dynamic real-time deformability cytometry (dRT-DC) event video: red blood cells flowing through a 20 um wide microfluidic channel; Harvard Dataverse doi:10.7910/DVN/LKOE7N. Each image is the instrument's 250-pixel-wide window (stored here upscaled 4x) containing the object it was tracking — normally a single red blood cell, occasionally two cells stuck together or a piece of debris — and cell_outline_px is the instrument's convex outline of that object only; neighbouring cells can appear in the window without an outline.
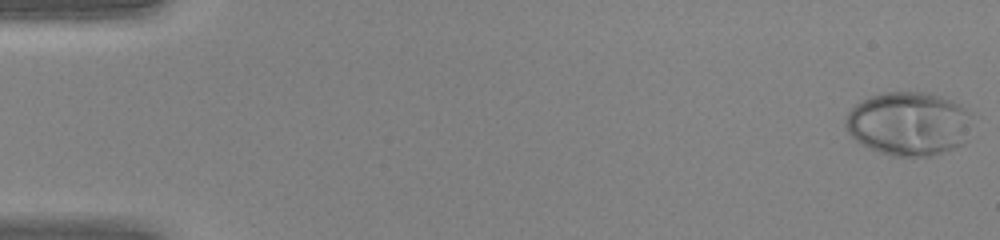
{"species": "human", "species_latin": "Homo sapiens", "temperature_condition": "warm", "stored_images_in_passage": 45, "camera_frame_rate_fps": 3000, "um_per_image_px": 0.085, "donor": {"sex": "female"}, "frame": {"image": 1, "passage_image": 1, "time_ms": 0.0, "image_size_px": [1000, 240], "cell_outline_px": [[972, 112], [968, 140], [964, 144], [956, 148], [932, 156], [892, 156], [868, 148], [856, 140], [848, 132], [844, 124], [844, 120], [848, 112], [860, 100], [884, 92], [928, 92], [952, 100], [960, 104]], "centroid_in_image_um": [77.28, 10.52], "position_along_channel_um": 7.7, "area_um2": 47.69}}
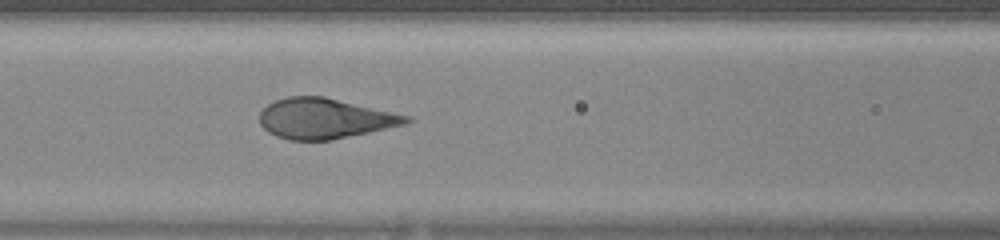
{"frame": {"image": 2, "passage_image": 20, "time_ms": 6.333, "image_size_px": [1000, 240], "cell_outline_px": [[416, 120], [408, 124], [332, 140], [288, 140], [276, 136], [268, 132], [260, 124], [260, 112], [268, 104], [276, 100], [288, 96], [324, 96], [412, 116]], "centroid_in_image_um": [27.66, 10.07], "position_along_channel_um": 138.9, "area_um2": 34.74}}
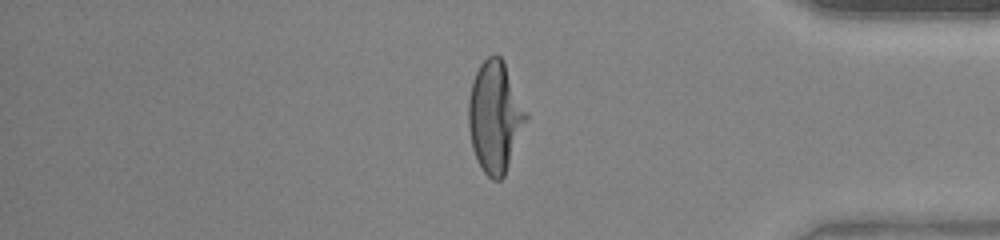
{"frame": {"image": 3, "passage_image": 38, "time_ms": 12.333, "image_size_px": [1000, 240], "cell_outline_px": [[528, 116], [504, 176], [500, 180], [492, 180], [484, 172], [476, 160], [472, 148], [468, 128], [468, 100], [472, 80], [480, 64], [488, 56], [496, 52], [504, 60]], "centroid_in_image_um": [42.04, 9.91], "position_along_channel_um": 393.2, "area_um2": 37.22}}